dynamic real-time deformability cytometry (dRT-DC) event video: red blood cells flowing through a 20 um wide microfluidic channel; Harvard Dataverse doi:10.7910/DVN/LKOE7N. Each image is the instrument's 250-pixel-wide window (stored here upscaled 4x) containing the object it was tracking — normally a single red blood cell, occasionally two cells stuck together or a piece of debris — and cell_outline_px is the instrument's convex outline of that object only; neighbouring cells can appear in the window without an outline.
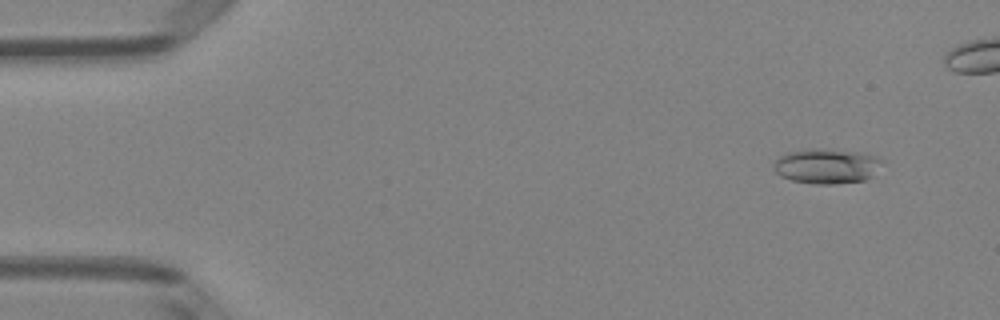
{"species": "Egyptian fruit bat (a non-hibernating species)", "species_latin": "Rousettus aegyptiacus", "temperature_condition": "room temperature", "stored_images_in_passage": 45, "camera_frame_rate_fps": 3000, "um_per_image_px": 0.085, "animal": {"sex": "female"}, "frame": {"image": 1, "passage_image": 4, "time_ms": 1.0, "image_size_px": [1000, 320], "cell_outline_px": [[884, 160], [872, 176], [864, 180], [832, 184], [816, 184], [792, 180], [780, 176], [772, 168], [776, 160], [784, 152], [808, 148], [820, 148], [856, 152], [876, 156]], "centroid_in_image_um": [70.22, 14.1], "position_along_channel_um": 14.8, "area_um2": 22.14}}
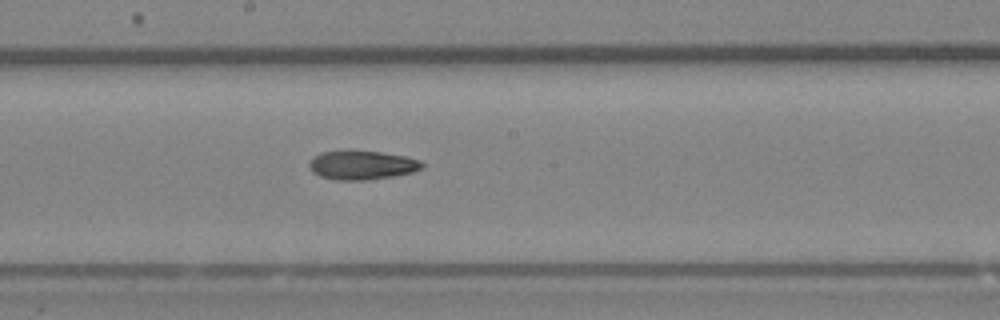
{"frame": {"image": 2, "passage_image": 27, "time_ms": 8.667, "image_size_px": [1000, 320], "cell_outline_px": [[424, 168], [412, 172], [392, 176], [368, 180], [336, 180], [320, 176], [312, 172], [308, 164], [320, 152], [348, 148], [380, 152], [404, 156], [420, 160], [424, 164]], "centroid_in_image_um": [30.75, 14.0], "position_along_channel_um": 217.5, "area_um2": 19.48}}
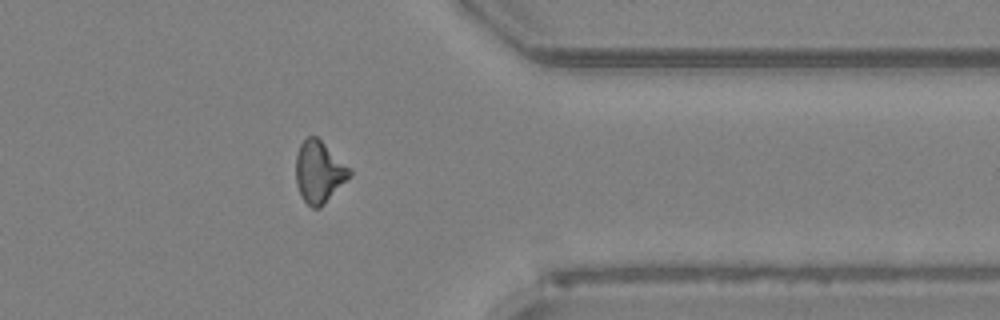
{"frame": {"image": 3, "passage_image": 40, "time_ms": 13.0, "image_size_px": [1000, 320], "cell_outline_px": [[352, 176], [320, 208], [312, 208], [304, 200], [296, 184], [296, 156], [300, 144], [308, 136], [316, 136], [352, 172]], "centroid_in_image_um": [27.11, 14.64], "position_along_channel_um": 384.3, "area_um2": 18.96}}